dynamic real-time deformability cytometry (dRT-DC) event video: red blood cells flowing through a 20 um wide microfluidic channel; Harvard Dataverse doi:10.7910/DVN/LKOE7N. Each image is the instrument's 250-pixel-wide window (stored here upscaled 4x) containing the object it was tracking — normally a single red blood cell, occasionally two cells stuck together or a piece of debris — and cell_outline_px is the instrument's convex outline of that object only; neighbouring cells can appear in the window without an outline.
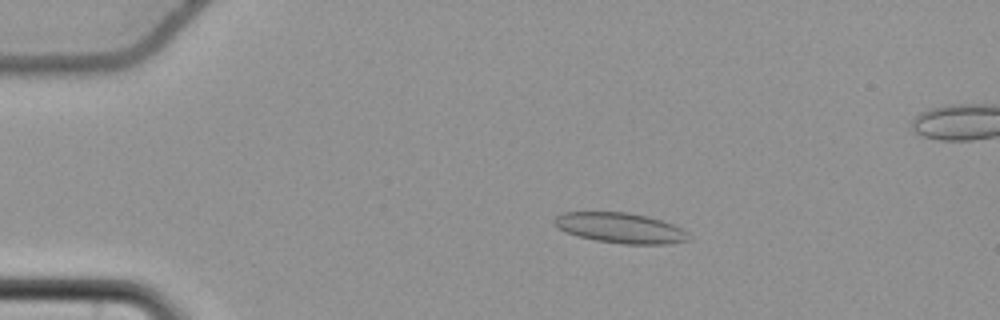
{"species": "common noctule bat (a hibernating species)", "species_latin": "Nyctalus noctula", "temperature_condition": "cold", "stored_images_in_passage": 58, "camera_frame_rate_fps": 3000, "um_per_image_px": 0.085, "animal": {"sex": "female", "body_mass_g": 22.7, "forearm_length_mm": 54.2}, "frame": {"image": 1, "passage_image": 13, "time_ms": 4.0, "image_size_px": [1000, 320], "cell_outline_px": [[688, 240], [668, 244], [624, 244], [596, 240], [564, 232], [552, 220], [556, 216], [564, 212], [628, 212], [648, 216], [672, 224], [688, 232]], "centroid_in_image_um": [52.72, 19.37], "position_along_channel_um": 32.3, "area_um2": 23.52}}
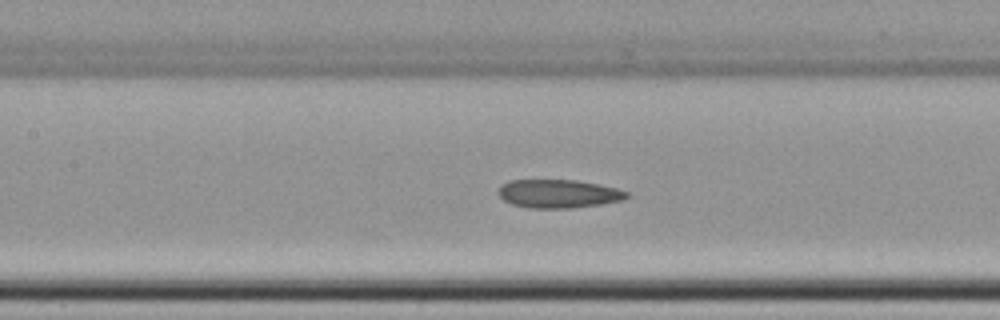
{"frame": {"image": 2, "passage_image": 28, "time_ms": 9.0, "image_size_px": [1000, 320], "cell_outline_px": [[628, 196], [624, 200], [600, 204], [572, 208], [528, 208], [512, 204], [504, 200], [496, 192], [508, 180], [576, 180], [616, 188], [628, 192]], "centroid_in_image_um": [47.46, 16.47], "position_along_channel_um": 159.9, "area_um2": 21.15}}
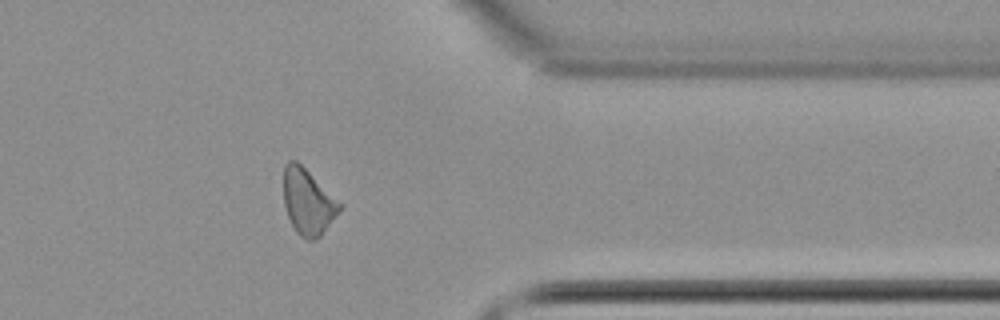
{"frame": {"image": 3, "passage_image": 47, "time_ms": 15.333, "image_size_px": [1000, 320], "cell_outline_px": [[344, 204], [340, 212], [320, 236], [316, 240], [304, 240], [296, 232], [288, 216], [284, 204], [284, 164], [288, 160], [296, 160]], "centroid_in_image_um": [26.2, 17.16], "position_along_channel_um": 385.2, "area_um2": 21.68}}